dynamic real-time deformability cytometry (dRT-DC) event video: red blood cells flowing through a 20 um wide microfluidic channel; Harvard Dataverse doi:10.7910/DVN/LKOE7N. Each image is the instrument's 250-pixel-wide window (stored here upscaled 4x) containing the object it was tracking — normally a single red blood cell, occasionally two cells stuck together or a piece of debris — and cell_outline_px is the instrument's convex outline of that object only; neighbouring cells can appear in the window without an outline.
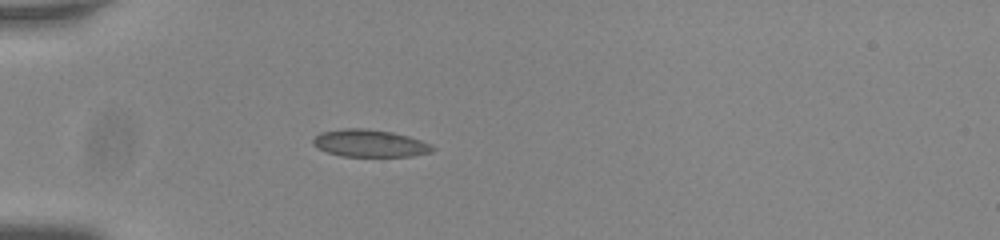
{"species": "common noctule bat (a hibernating species)", "species_latin": "Nyctalus noctula", "temperature_condition": "room temperature", "stored_images_in_passage": 39, "camera_frame_rate_fps": 3000, "um_per_image_px": 0.085, "animal": {"sex": "male", "body_mass_g": 20.0, "forearm_length_mm": 53.3}, "frame": {"image": 1, "passage_image": 1, "time_ms": 0.0, "image_size_px": [1000, 240], "cell_outline_px": [[436, 148], [432, 152], [412, 156], [340, 156], [328, 152], [312, 144], [312, 140], [320, 132], [344, 128], [364, 128], [392, 132], [408, 136], [432, 144]], "centroid_in_image_um": [31.45, 12.18], "position_along_channel_um": 53.5, "area_um2": 19.02}}
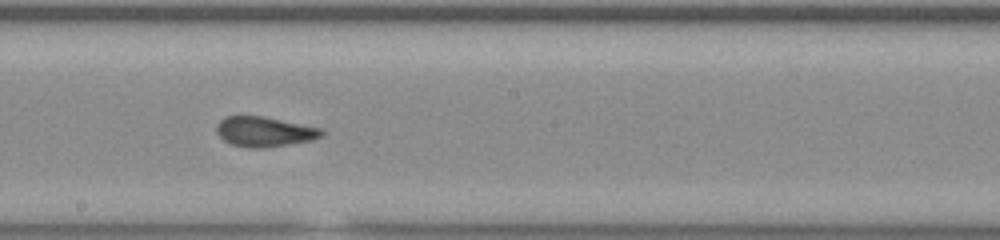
{"frame": {"image": 2, "passage_image": 16, "time_ms": 5.0, "image_size_px": [1000, 240], "cell_outline_px": [[324, 132], [320, 136], [312, 140], [264, 148], [248, 148], [232, 144], [224, 140], [216, 132], [216, 124], [224, 116], [264, 116], [324, 128]], "centroid_in_image_um": [22.48, 11.18], "position_along_channel_um": 225.7, "area_um2": 18.5}}
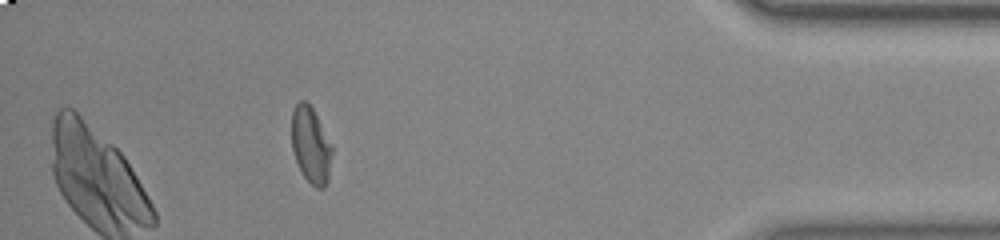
{"frame": {"image": 3, "passage_image": 34, "time_ms": 11.0, "image_size_px": [1000, 240], "cell_outline_px": [[332, 152], [328, 180], [324, 188], [316, 188], [304, 176], [296, 160], [292, 148], [292, 112], [296, 104], [300, 100], [304, 100], [312, 108], [332, 144]], "centroid_in_image_um": [26.43, 12.33], "position_along_channel_um": 408.8, "area_um2": 17.74}, "authors_computed_cell_mechanics": {"area_um2": 18.785, "velocity_mm_per_s": 3.7535, "shape_relaxation_time_tau1_ms": null, "shape_relaxation_time_tau2_ms": 1.2064, "deformation_change_tau1": null, "deformation_change_tau2": 0.0454}}